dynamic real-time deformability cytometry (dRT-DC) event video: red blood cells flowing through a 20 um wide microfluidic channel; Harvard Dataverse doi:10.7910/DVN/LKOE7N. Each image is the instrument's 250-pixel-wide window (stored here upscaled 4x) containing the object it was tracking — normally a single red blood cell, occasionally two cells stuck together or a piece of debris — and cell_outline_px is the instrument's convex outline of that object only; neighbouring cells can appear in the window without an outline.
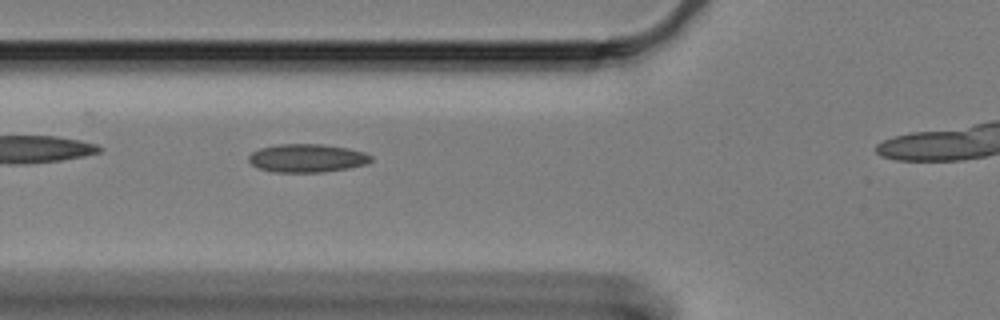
{"species": "Egyptian fruit bat (a non-hibernating species)", "species_latin": "Rousettus aegyptiacus", "temperature_condition": "cold", "stored_images_in_passage": 34, "camera_frame_rate_fps": 3000, "um_per_image_px": 0.085, "animal": {"sex": "female"}, "frame": {"image": 1, "passage_image": 6, "time_ms": 1.667, "image_size_px": [1000, 320], "cell_outline_px": [[372, 160], [364, 164], [348, 168], [324, 172], [272, 172], [260, 168], [252, 164], [248, 160], [248, 156], [252, 152], [260, 148], [280, 144], [320, 144], [348, 148], [364, 152], [372, 156]], "centroid_in_image_um": [26.09, 13.44], "position_along_channel_um": 99.7, "area_um2": 20.06}}
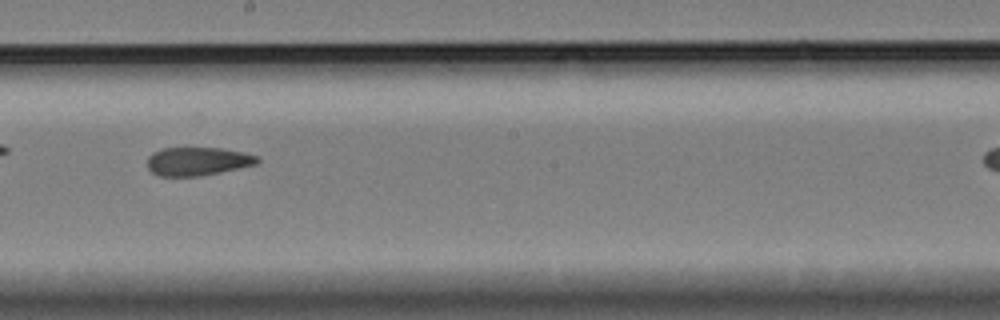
{"frame": {"image": 2, "passage_image": 18, "time_ms": 5.667, "image_size_px": [1000, 320], "cell_outline_px": [[260, 160], [256, 164], [220, 172], [200, 176], [160, 176], [152, 172], [148, 168], [148, 156], [152, 152], [164, 148], [220, 148], [244, 152], [256, 156]], "centroid_in_image_um": [16.78, 13.71], "position_along_channel_um": 231.4, "area_um2": 18.09}}
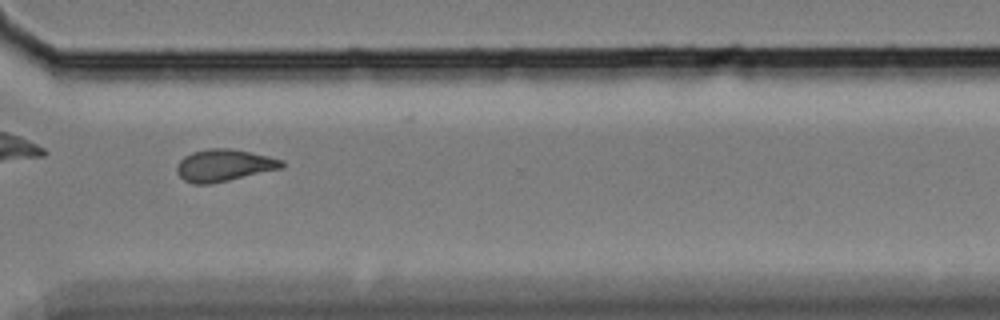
{"frame": {"image": 3, "passage_image": 29, "time_ms": 9.333, "image_size_px": [1000, 320], "cell_outline_px": [[284, 168], [228, 180], [208, 184], [192, 184], [184, 180], [176, 172], [176, 168], [180, 160], [184, 156], [192, 152], [208, 148], [232, 148], [268, 156], [284, 160]], "centroid_in_image_um": [19.04, 14.05], "position_along_channel_um": 351.6, "area_um2": 19.65}}